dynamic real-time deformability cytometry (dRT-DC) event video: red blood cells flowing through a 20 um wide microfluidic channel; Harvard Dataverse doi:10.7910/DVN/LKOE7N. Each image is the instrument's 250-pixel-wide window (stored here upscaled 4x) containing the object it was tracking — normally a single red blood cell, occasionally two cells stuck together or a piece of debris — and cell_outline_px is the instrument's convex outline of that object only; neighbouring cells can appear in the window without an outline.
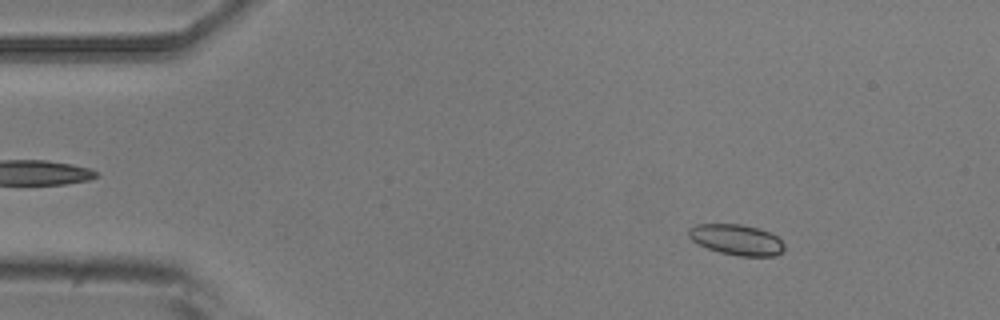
{"species": "common noctule bat (a hibernating species)", "species_latin": "Nyctalus noctula", "temperature_condition": "room temperature", "stored_images_in_passage": 6, "camera_frame_rate_fps": 3000, "um_per_image_px": 0.085, "animal": {"sex": "male", "body_mass_g": 20.5, "forearm_length_mm": 52.5}, "frame": {"image": 1, "passage_image": 1, "time_ms": 0.0, "image_size_px": [1000, 320], "cell_outline_px": [[784, 248], [776, 256], [740, 256], [720, 252], [708, 248], [692, 240], [688, 236], [688, 228], [696, 224], [740, 224], [760, 228], [776, 236], [784, 244]], "centroid_in_image_um": [62.6, 20.36], "position_along_channel_um": 22.4, "area_um2": 16.99}}
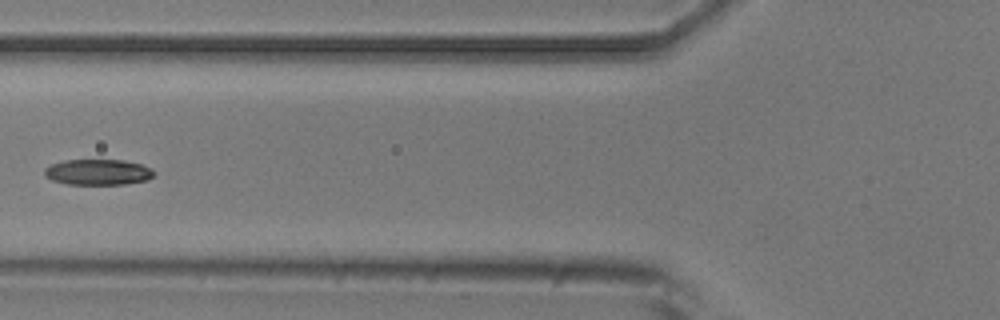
{"frame": {"image": 2, "passage_image": 5, "time_ms": 4.667, "image_size_px": [1000, 320], "cell_outline_px": [[156, 172], [148, 180], [124, 184], [68, 184], [52, 180], [44, 176], [44, 168], [52, 164], [64, 160], [124, 160], [140, 164], [152, 168]], "centroid_in_image_um": [8.33, 14.63], "position_along_channel_um": 117.5, "area_um2": 16.47}}
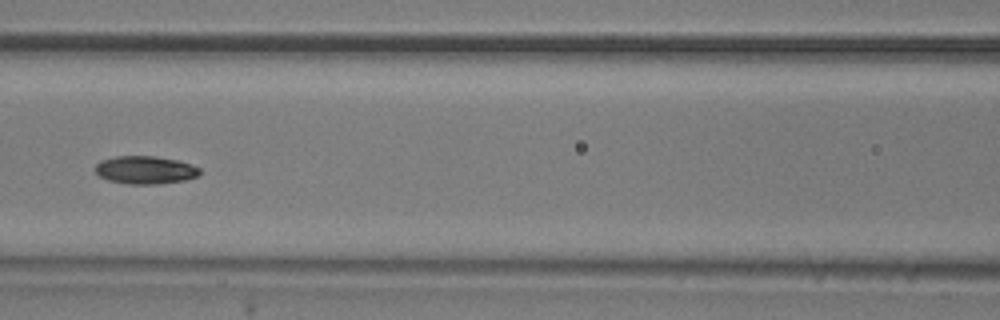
{"frame": {"image": 3, "passage_image": 6, "time_ms": 5.667, "image_size_px": [1000, 320], "cell_outline_px": [[200, 172], [196, 176], [184, 180], [160, 184], [128, 184], [108, 180], [100, 176], [96, 172], [96, 164], [100, 160], [116, 156], [156, 156], [176, 160], [200, 168]], "centroid_in_image_um": [12.31, 14.45], "position_along_channel_um": 154.3, "area_um2": 16.88}}